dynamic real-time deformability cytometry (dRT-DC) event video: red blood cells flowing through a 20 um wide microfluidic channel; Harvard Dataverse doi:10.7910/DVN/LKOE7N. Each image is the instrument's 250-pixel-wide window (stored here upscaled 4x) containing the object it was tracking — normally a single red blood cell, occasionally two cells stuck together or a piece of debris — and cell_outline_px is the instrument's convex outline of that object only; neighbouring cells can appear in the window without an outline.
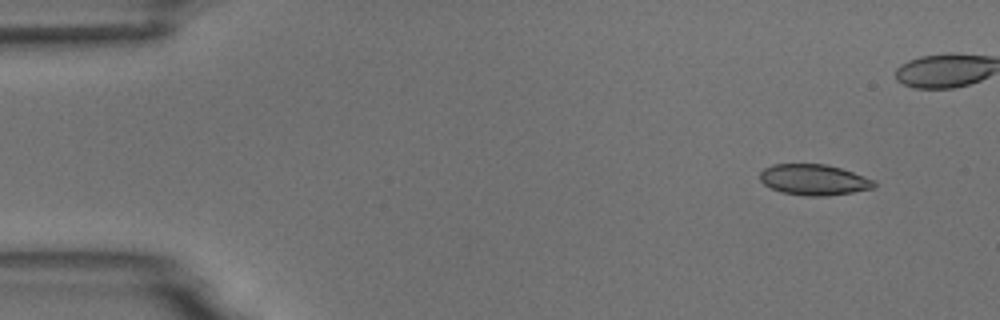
{"species": "common noctule bat (a hibernating species)", "species_latin": "Nyctalus noctula", "temperature_condition": "room temperature", "stored_images_in_passage": 5, "camera_frame_rate_fps": 3000, "um_per_image_px": 0.085, "animal": {"sex": "male", "body_mass_g": 18.8}, "frame": {"image": 1, "passage_image": 1, "time_ms": 0.0, "image_size_px": [1000, 320], "cell_outline_px": [[876, 184], [872, 188], [852, 192], [828, 196], [804, 196], [780, 192], [764, 184], [760, 180], [760, 172], [764, 168], [772, 164], [828, 164], [876, 180]], "centroid_in_image_um": [69.17, 15.28], "position_along_channel_um": 15.8, "area_um2": 20.58}}
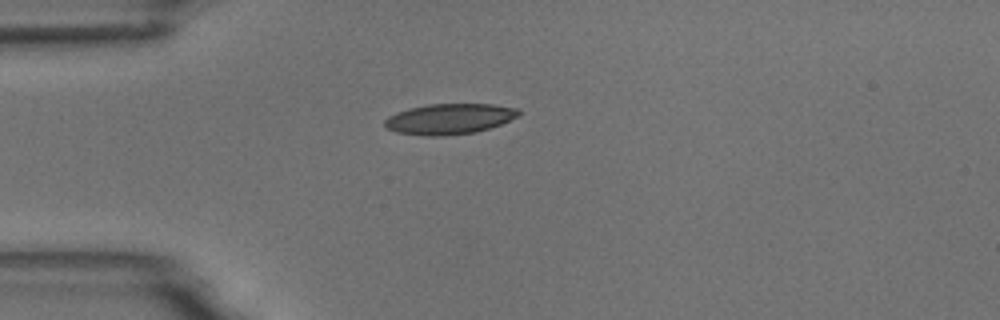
{"frame": {"image": 2, "passage_image": 5, "time_ms": 5.0, "image_size_px": [1000, 320], "cell_outline_px": [[520, 116], [500, 124], [476, 132], [444, 136], [428, 136], [396, 132], [388, 128], [384, 124], [384, 120], [388, 116], [396, 112], [408, 108], [428, 104], [492, 104], [520, 108]], "centroid_in_image_um": [38.21, 10.1], "position_along_channel_um": 46.8, "area_um2": 23.99}}